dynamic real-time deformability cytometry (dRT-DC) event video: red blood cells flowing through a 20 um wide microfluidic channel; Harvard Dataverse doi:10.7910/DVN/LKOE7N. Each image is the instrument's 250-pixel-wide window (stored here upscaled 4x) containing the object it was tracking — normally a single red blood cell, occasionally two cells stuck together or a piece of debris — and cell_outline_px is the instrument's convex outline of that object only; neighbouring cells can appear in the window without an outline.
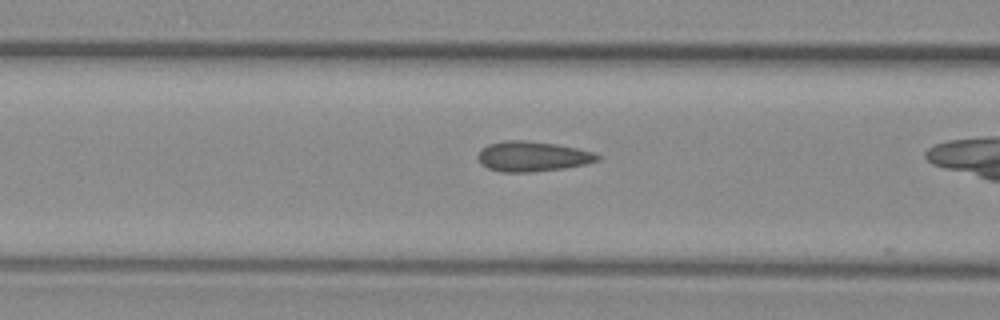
{"species": "common noctule bat (a hibernating species)", "species_latin": "Nyctalus noctula", "temperature_condition": "warm", "stored_images_in_passage": 8, "camera_frame_rate_fps": 3000, "um_per_image_px": 0.085, "animal": {"sex": "female", "body_mass_g": 29.2, "forearm_length_mm": 56.3}, "frame": {"image": 1, "passage_image": 6, "time_ms": 1.667, "image_size_px": [1000, 320], "cell_outline_px": [[600, 160], [584, 164], [564, 168], [532, 172], [500, 172], [488, 168], [480, 164], [476, 156], [488, 144], [504, 140], [524, 140], [556, 144], [576, 148], [592, 152], [600, 156]], "centroid_in_image_um": [45.23, 13.3], "position_along_channel_um": 121.4, "area_um2": 20.92}}